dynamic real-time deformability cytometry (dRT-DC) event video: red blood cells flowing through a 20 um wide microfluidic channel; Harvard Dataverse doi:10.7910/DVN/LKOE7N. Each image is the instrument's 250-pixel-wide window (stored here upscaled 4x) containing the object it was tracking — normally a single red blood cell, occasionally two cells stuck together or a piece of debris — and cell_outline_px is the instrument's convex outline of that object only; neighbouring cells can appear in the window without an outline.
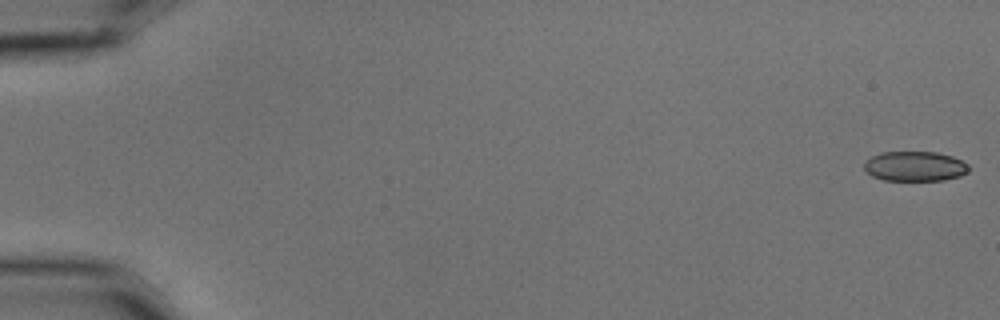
{"species": "common noctule bat (a hibernating species)", "species_latin": "Nyctalus noctula", "temperature_condition": "cold", "stored_images_in_passage": 9, "camera_frame_rate_fps": 3000, "um_per_image_px": 0.085, "animal": {"sex": "male", "body_mass_g": 15.6}, "frame": {"image": 1, "passage_image": 1, "time_ms": 0.0, "image_size_px": [1000, 320], "cell_outline_px": [[968, 172], [960, 176], [944, 180], [884, 180], [872, 176], [864, 168], [864, 160], [880, 152], [936, 152], [952, 156], [968, 164]], "centroid_in_image_um": [77.75, 14.13], "position_along_channel_um": 7.3, "area_um2": 18.21}}
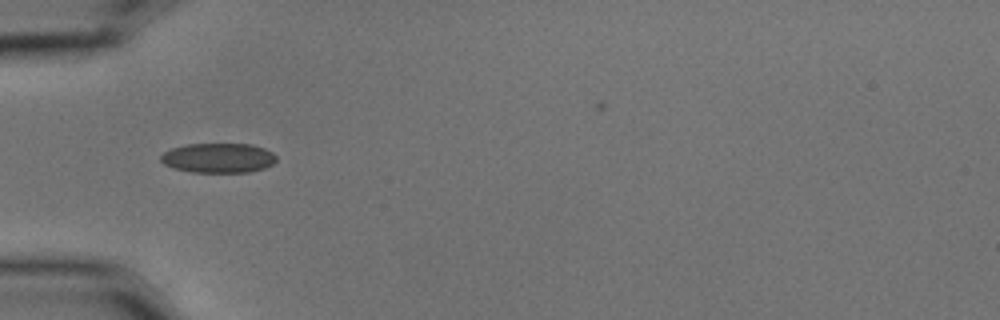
{"frame": {"image": 2, "passage_image": 6, "time_ms": 1.667, "image_size_px": [1000, 320], "cell_outline_px": [[276, 160], [272, 164], [264, 168], [248, 172], [192, 172], [172, 168], [164, 164], [160, 160], [160, 156], [164, 152], [172, 148], [188, 144], [252, 144], [264, 148], [272, 152], [276, 156]], "centroid_in_image_um": [18.55, 13.42], "position_along_channel_um": 66.5, "area_um2": 20.0}}
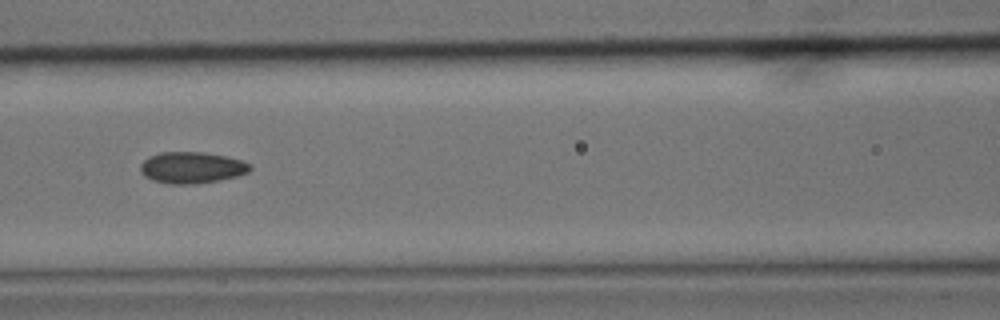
{"frame": {"image": 3, "passage_image": 8, "time_ms": 2.333, "image_size_px": [1000, 320], "cell_outline_px": [[252, 168], [248, 172], [236, 176], [220, 180], [196, 184], [168, 184], [152, 180], [144, 176], [140, 172], [140, 164], [148, 156], [160, 152], [204, 152], [224, 156], [240, 160], [248, 164]], "centroid_in_image_um": [16.24, 14.25], "position_along_channel_um": 150.4, "area_um2": 20.11}}